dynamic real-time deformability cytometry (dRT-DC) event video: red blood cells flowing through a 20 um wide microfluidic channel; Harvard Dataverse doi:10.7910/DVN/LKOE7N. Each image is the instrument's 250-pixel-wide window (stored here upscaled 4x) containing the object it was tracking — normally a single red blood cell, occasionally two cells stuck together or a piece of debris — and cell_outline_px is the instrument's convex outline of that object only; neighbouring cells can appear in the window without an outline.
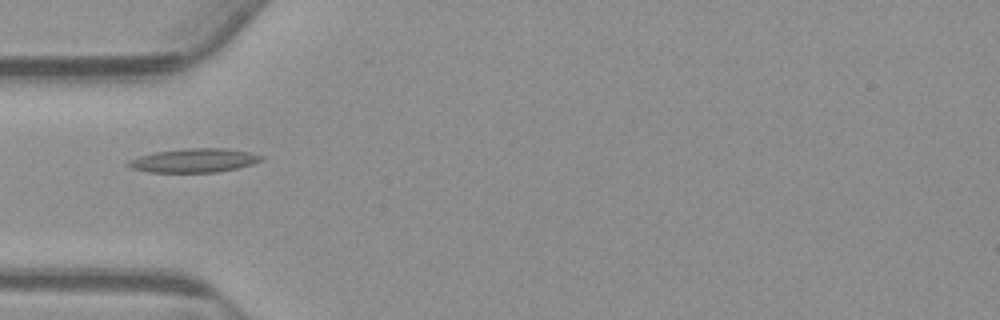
{"species": "common noctule bat (a hibernating species)", "species_latin": "Nyctalus noctula", "temperature_condition": "warm", "stored_images_in_passage": 40, "camera_frame_rate_fps": 3000, "um_per_image_px": 0.085, "animal": {"sex": "male", "body_mass_g": 23.1, "forearm_length_mm": 52.7}, "frame": {"image": 1, "passage_image": 2, "time_ms": 0.333, "image_size_px": [1000, 320], "cell_outline_px": [[264, 156], [260, 160], [252, 164], [236, 168], [216, 172], [148, 172], [132, 168], [124, 164], [128, 160], [140, 156], [156, 152], [184, 148], [228, 148], [252, 152]], "centroid_in_image_um": [16.49, 13.63], "position_along_channel_um": 68.5, "area_um2": 18.5}}
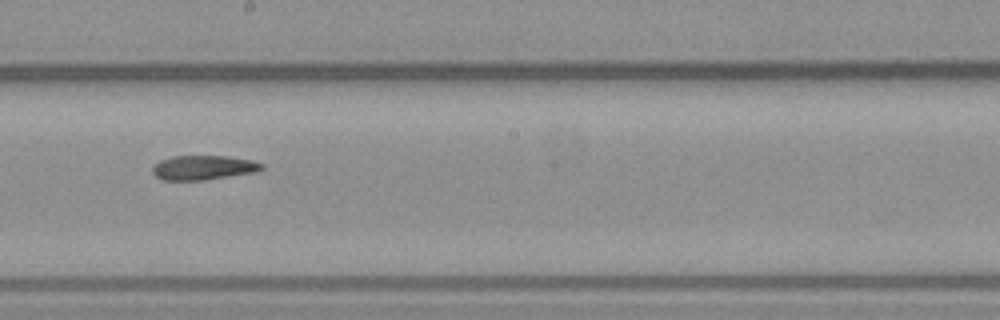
{"frame": {"image": 2, "passage_image": 15, "time_ms": 4.667, "image_size_px": [1000, 320], "cell_outline_px": [[264, 168], [256, 172], [204, 180], [164, 180], [156, 176], [152, 172], [152, 168], [160, 160], [172, 156], [228, 156], [252, 160], [264, 164]], "centroid_in_image_um": [17.31, 14.24], "position_along_channel_um": 230.9, "area_um2": 15.55}}
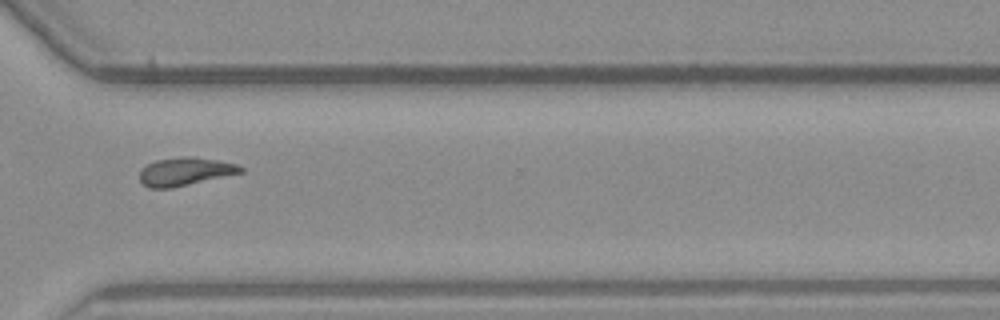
{"frame": {"image": 3, "passage_image": 25, "time_ms": 8.0, "image_size_px": [1000, 320], "cell_outline_px": [[244, 172], [172, 188], [148, 188], [140, 180], [140, 168], [156, 160], [180, 156], [192, 156], [216, 160], [236, 164], [244, 168]], "centroid_in_image_um": [15.72, 14.57], "position_along_channel_um": 354.9, "area_um2": 16.59}}